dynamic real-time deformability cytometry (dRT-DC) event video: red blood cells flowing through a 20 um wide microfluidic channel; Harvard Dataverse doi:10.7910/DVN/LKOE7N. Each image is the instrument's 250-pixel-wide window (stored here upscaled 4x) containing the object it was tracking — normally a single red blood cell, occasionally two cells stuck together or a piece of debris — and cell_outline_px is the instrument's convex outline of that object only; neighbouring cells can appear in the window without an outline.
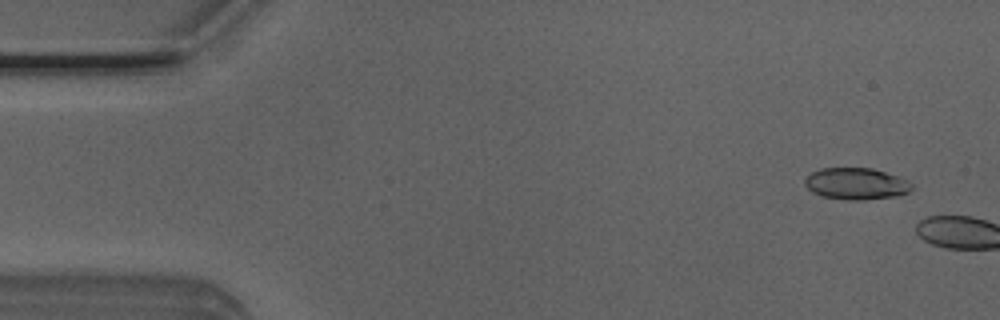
{"species": "Egyptian fruit bat (a non-hibernating species)", "species_latin": "Rousettus aegyptiacus", "temperature_condition": "room temperature", "stored_images_in_passage": 5, "camera_frame_rate_fps": 3000, "um_per_image_px": 0.085, "animal": {"sex": "male"}, "frame": {"image": 1, "passage_image": 3, "time_ms": 0.667, "image_size_px": [1000, 320], "cell_outline_px": [[912, 188], [908, 192], [896, 196], [864, 200], [848, 200], [820, 196], [812, 192], [804, 184], [804, 176], [820, 168], [872, 168], [908, 180], [912, 184]], "centroid_in_image_um": [72.73, 15.62], "position_along_channel_um": 12.3, "area_um2": 19.83}}